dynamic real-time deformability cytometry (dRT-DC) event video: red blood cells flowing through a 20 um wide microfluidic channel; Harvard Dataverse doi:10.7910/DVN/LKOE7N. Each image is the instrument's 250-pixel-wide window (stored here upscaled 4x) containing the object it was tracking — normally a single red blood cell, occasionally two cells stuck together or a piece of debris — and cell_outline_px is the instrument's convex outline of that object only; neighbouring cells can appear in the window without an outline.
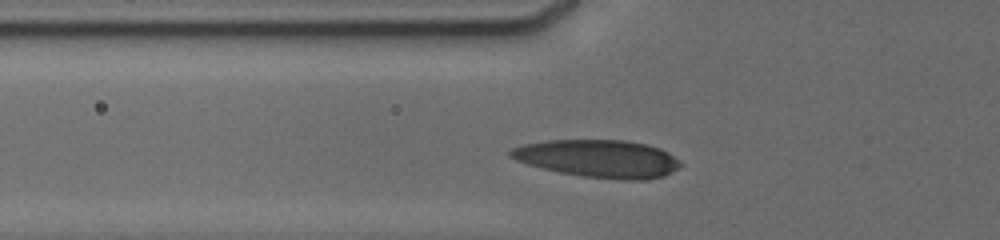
{"species": "human", "species_latin": "Homo sapiens", "temperature_condition": "cold", "stored_images_in_passage": 18, "camera_frame_rate_fps": 3000, "um_per_image_px": 0.085, "donor": {"sex": "male"}, "frame": {"image": 1, "passage_image": 6, "time_ms": 2.333, "image_size_px": [1000, 240], "cell_outline_px": [[684, 164], [680, 168], [664, 176], [644, 180], [624, 180], [584, 176], [560, 172], [528, 164], [516, 160], [508, 156], [508, 152], [512, 148], [524, 144], [548, 140], [624, 140], [644, 144], [660, 148], [668, 152]], "centroid_in_image_um": [50.89, 13.48], "position_along_channel_um": 74.9, "area_um2": 37.22}}
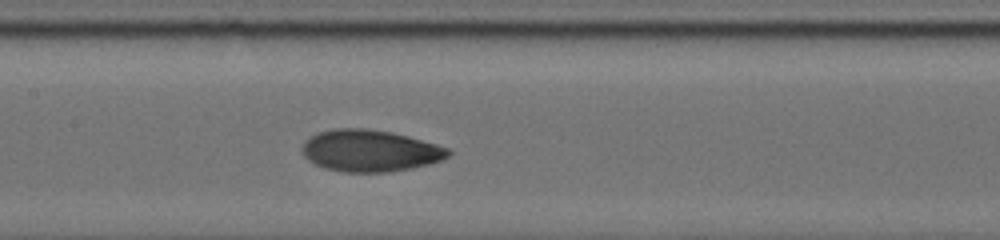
{"frame": {"image": 2, "passage_image": 11, "time_ms": 5.0, "image_size_px": [1000, 240], "cell_outline_px": [[452, 152], [448, 156], [440, 160], [428, 164], [412, 168], [388, 172], [344, 172], [324, 168], [308, 160], [304, 156], [304, 140], [320, 132], [336, 128], [364, 128], [392, 132], [408, 136], [436, 144], [448, 148]], "centroid_in_image_um": [31.46, 12.81], "position_along_channel_um": 175.9, "area_um2": 35.32}}
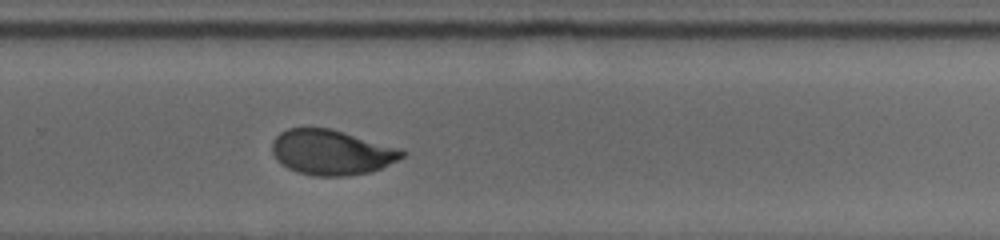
{"frame": {"image": 3, "passage_image": 18, "time_ms": 8.333, "image_size_px": [1000, 240], "cell_outline_px": [[408, 152], [404, 156], [372, 172], [344, 176], [312, 176], [296, 172], [280, 164], [276, 160], [272, 152], [272, 140], [280, 132], [288, 128], [332, 128], [400, 148]], "centroid_in_image_um": [28.16, 12.95], "position_along_channel_um": 301.6, "area_um2": 34.45}}